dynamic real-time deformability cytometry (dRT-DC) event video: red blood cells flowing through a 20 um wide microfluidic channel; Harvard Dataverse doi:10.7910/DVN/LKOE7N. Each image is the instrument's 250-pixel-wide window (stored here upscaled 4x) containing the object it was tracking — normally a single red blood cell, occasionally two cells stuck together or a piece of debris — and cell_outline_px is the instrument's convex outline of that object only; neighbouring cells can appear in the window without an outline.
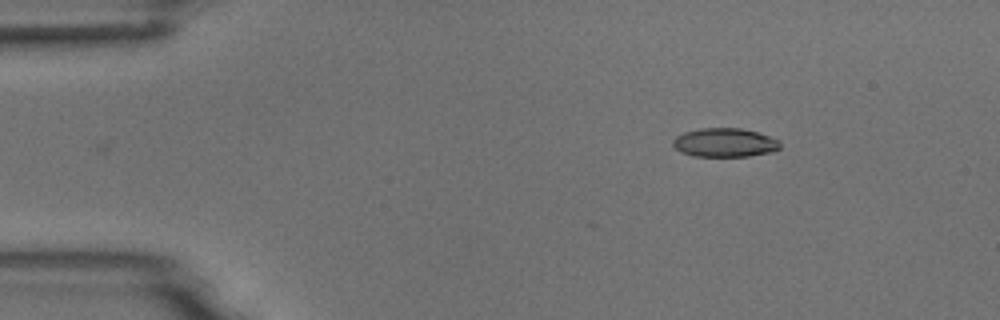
{"species": "common noctule bat (a hibernating species)", "species_latin": "Nyctalus noctula", "temperature_condition": "room temperature", "stored_images_in_passage": 4, "camera_frame_rate_fps": 3000, "um_per_image_px": 0.085, "animal": {"sex": "male", "body_mass_g": 18.8}, "frame": {"image": 1, "passage_image": 1, "time_ms": 0.0, "image_size_px": [1000, 320], "cell_outline_px": [[780, 148], [772, 152], [748, 156], [692, 156], [680, 152], [672, 144], [672, 140], [676, 136], [684, 132], [700, 128], [740, 128], [756, 132], [780, 140]], "centroid_in_image_um": [61.58, 12.12], "position_along_channel_um": 23.4, "area_um2": 18.03}}
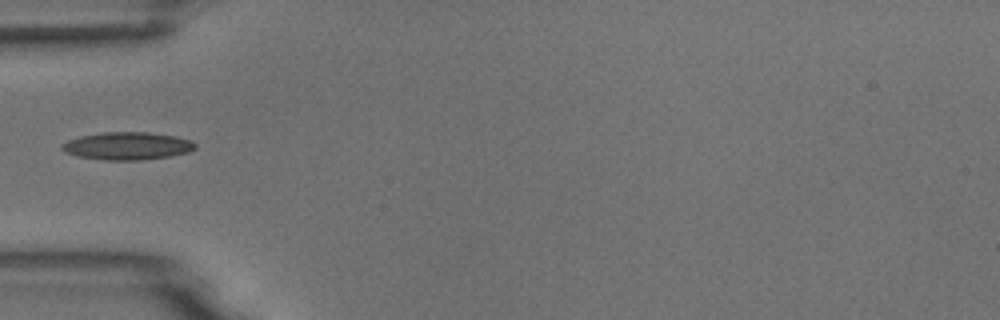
{"frame": {"image": 2, "passage_image": 4, "time_ms": 1.0, "image_size_px": [1000, 320], "cell_outline_px": [[196, 148], [188, 152], [168, 156], [140, 160], [104, 160], [76, 156], [64, 152], [60, 148], [60, 144], [68, 140], [80, 136], [104, 132], [148, 132], [176, 136], [192, 140], [196, 144]], "centroid_in_image_um": [10.79, 12.4], "position_along_channel_um": 74.2, "area_um2": 21.62}}